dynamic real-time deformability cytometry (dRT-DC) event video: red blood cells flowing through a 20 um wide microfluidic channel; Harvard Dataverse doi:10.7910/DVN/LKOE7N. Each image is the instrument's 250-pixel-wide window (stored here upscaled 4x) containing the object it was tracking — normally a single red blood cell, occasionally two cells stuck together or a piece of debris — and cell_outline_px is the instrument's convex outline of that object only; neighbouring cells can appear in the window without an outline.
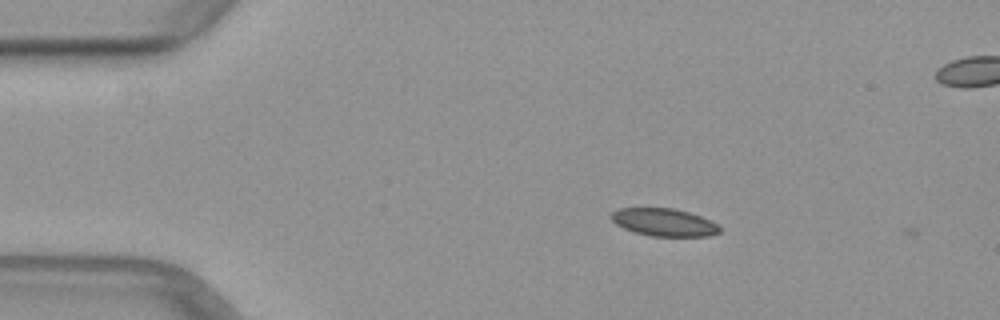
{"species": "common noctule bat (a hibernating species)", "species_latin": "Nyctalus noctula", "temperature_condition": "warm", "stored_images_in_passage": 3, "camera_frame_rate_fps": 3000, "um_per_image_px": 0.085, "animal": {"sex": "female", "body_mass_g": 29.2, "forearm_length_mm": 56.3}, "frame": {"image": 1, "passage_image": 2, "time_ms": 0.333, "image_size_px": [1000, 320], "cell_outline_px": [[720, 232], [708, 236], [652, 236], [636, 232], [624, 228], [616, 224], [608, 216], [612, 212], [620, 208], [676, 208], [712, 220], [720, 228]], "centroid_in_image_um": [56.43, 18.88], "position_along_channel_um": 28.6, "area_um2": 17.46}}